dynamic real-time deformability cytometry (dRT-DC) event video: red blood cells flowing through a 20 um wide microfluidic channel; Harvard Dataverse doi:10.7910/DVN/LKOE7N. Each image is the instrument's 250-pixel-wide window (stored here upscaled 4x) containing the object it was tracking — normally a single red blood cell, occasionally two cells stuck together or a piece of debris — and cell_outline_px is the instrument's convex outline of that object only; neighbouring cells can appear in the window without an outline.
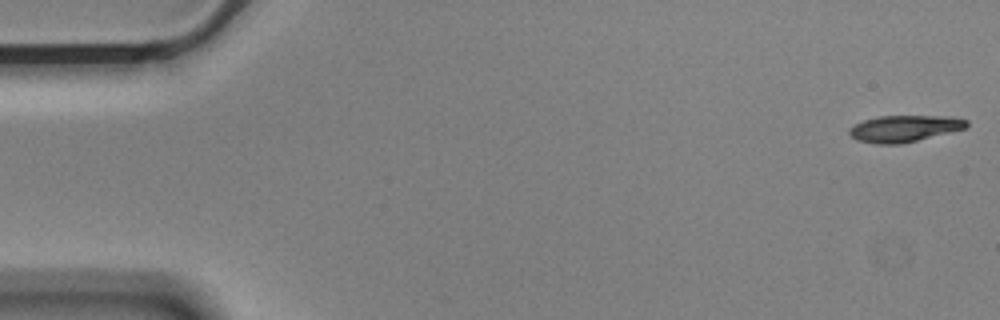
{"species": "Egyptian fruit bat (a non-hibernating species)", "species_latin": "Rousettus aegyptiacus", "temperature_condition": "cold", "stored_images_in_passage": 55, "camera_frame_rate_fps": 3000, "um_per_image_px": 0.085, "animal": {"sex": "male"}, "frame": {"image": 1, "passage_image": 1, "time_ms": 0.0, "image_size_px": [1000, 320], "cell_outline_px": [[968, 128], [900, 144], [876, 144], [856, 140], [848, 132], [848, 128], [864, 120], [880, 116], [944, 116], [968, 120]], "centroid_in_image_um": [76.86, 10.93], "position_along_channel_um": 8.1, "area_um2": 18.09}}
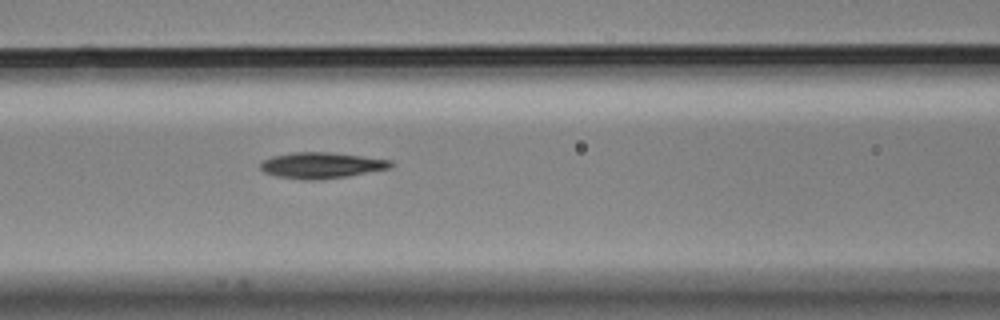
{"frame": {"image": 2, "passage_image": 23, "time_ms": 7.333, "image_size_px": [1000, 320], "cell_outline_px": [[392, 164], [388, 168], [348, 176], [320, 180], [304, 180], [276, 176], [264, 172], [260, 168], [260, 164], [264, 160], [272, 156], [292, 152], [328, 152], [392, 160]], "centroid_in_image_um": [27.27, 14.06], "position_along_channel_um": 139.3, "area_um2": 19.59}}
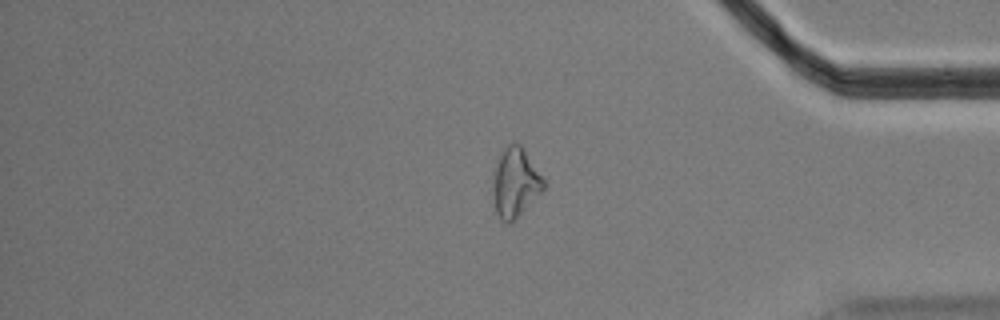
{"frame": {"image": 3, "passage_image": 46, "time_ms": 15.0, "image_size_px": [1000, 320], "cell_outline_px": [[544, 188], [508, 224], [500, 220], [496, 212], [492, 192], [492, 168], [500, 152], [512, 140], [520, 144], [524, 148], [544, 180]], "centroid_in_image_um": [43.72, 15.44], "position_along_channel_um": 391.5, "area_um2": 20.46}, "authors_computed_cell_mechanics": {"area_um2": 19.1318, "velocity_mm_per_s": 3.5897, "shape_relaxation_time_tau1_ms": 4.967, "shape_relaxation_time_tau2_ms": 5.6438, "deformation_change_tau1": 0.1456, "deformation_change_tau2": 0.1391}}